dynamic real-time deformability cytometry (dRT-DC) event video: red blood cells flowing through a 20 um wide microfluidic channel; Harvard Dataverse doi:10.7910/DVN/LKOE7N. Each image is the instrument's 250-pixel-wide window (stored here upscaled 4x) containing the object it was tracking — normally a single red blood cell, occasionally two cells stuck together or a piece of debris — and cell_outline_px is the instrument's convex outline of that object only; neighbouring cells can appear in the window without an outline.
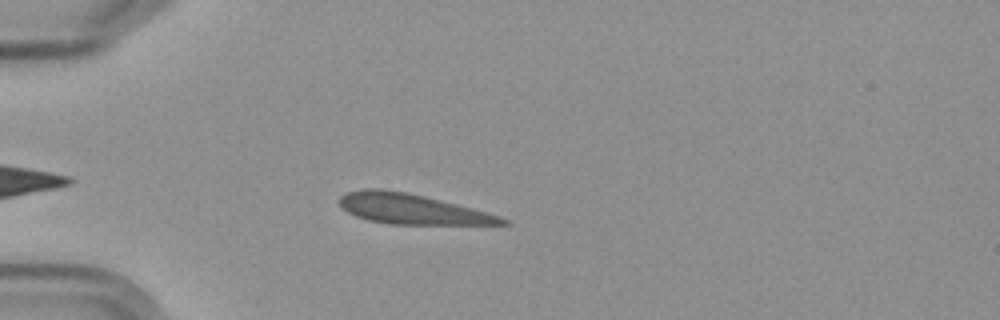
{"species": "Egyptian fruit bat (a non-hibernating species)", "species_latin": "Rousettus aegyptiacus", "temperature_condition": "cold", "stored_images_in_passage": 6, "camera_frame_rate_fps": 3000, "um_per_image_px": 0.085, "frame": {"image": 1, "passage_image": 4, "time_ms": 4.333, "image_size_px": [1000, 320], "cell_outline_px": [[512, 224], [388, 224], [368, 220], [356, 216], [348, 212], [340, 204], [340, 196], [348, 192], [364, 188], [380, 188], [408, 192], [456, 204], [500, 216], [508, 220]], "centroid_in_image_um": [34.98, 17.76], "position_along_channel_um": 50.0, "area_um2": 28.26}}
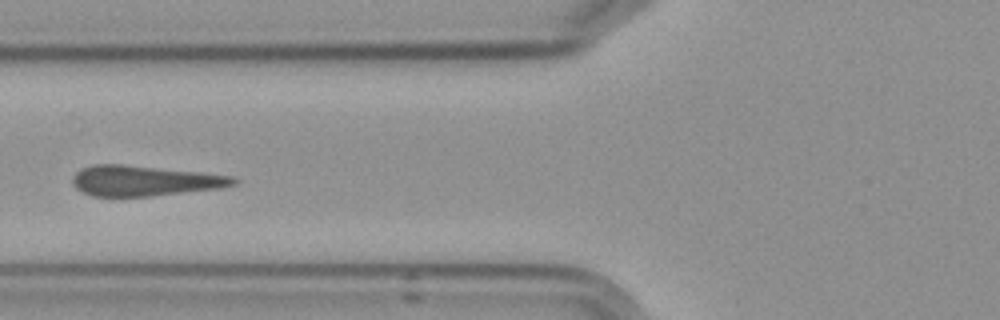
{"frame": {"image": 2, "passage_image": 6, "time_ms": 6.667, "image_size_px": [1000, 320], "cell_outline_px": [[240, 180], [236, 184], [220, 188], [148, 196], [92, 196], [76, 188], [72, 184], [72, 176], [80, 168], [92, 164], [124, 164], [200, 172], [232, 176]], "centroid_in_image_um": [12.25, 15.35], "position_along_channel_um": 113.6, "area_um2": 28.5}}